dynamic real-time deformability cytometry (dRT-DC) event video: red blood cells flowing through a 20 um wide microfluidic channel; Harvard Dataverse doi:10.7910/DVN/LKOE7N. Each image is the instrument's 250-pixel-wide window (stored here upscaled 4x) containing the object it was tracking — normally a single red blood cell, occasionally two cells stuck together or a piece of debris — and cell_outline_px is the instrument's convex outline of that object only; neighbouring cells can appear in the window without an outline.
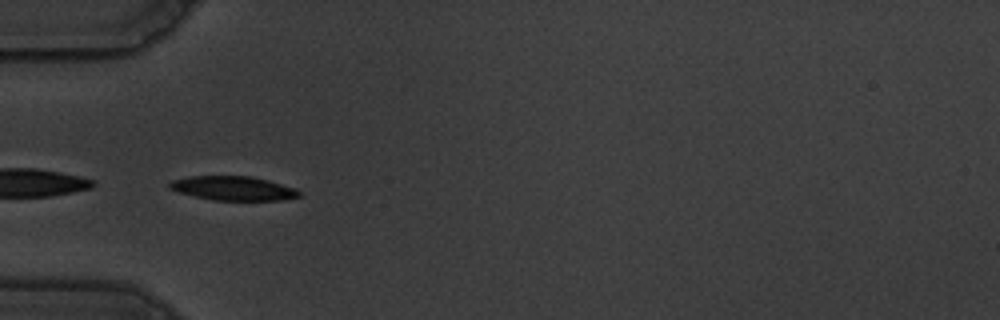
{"species": "common noctule bat (a hibernating species)", "species_latin": "Nyctalus noctula", "temperature_condition": "warm", "stored_images_in_passage": 39, "camera_frame_rate_fps": 3000, "um_per_image_px": 0.085, "animal": {"sex": "male", "body_mass_g": 19.5, "forearm_length_mm": 54.6}, "frame": {"image": 1, "passage_image": 1, "time_ms": 0.0, "image_size_px": [1000, 320], "cell_outline_px": [[300, 196], [284, 200], [212, 200], [180, 192], [168, 188], [168, 184], [172, 180], [188, 176], [252, 176], [268, 180], [292, 188], [300, 192]], "centroid_in_image_um": [19.79, 16.0], "position_along_channel_um": 65.2, "area_um2": 18.03}}
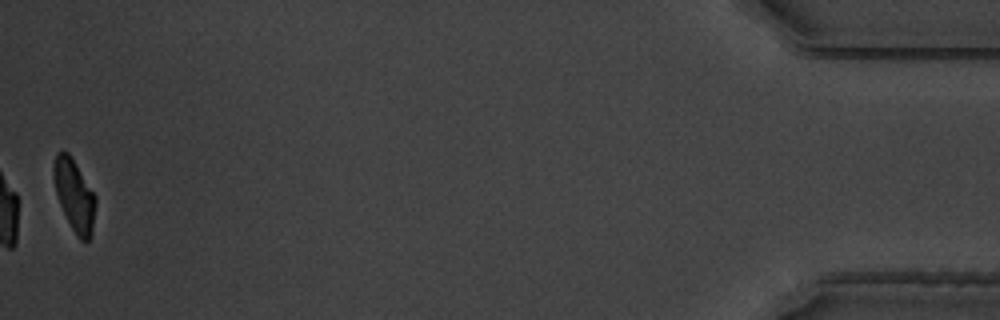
{"frame": {"image": 2, "passage_image": 39, "time_ms": 12.667, "image_size_px": [1000, 320], "cell_outline_px": [[96, 204], [92, 232], [88, 240], [80, 240], [72, 228], [60, 204], [56, 192], [52, 168], [56, 152], [68, 152], [96, 196]], "centroid_in_image_um": [6.32, 16.59], "position_along_channel_um": 428.9, "area_um2": 17.17}, "authors_computed_cell_mechanics": {"area_um2": 19.0162, "velocity_mm_per_s": 3.5661, "shape_relaxation_time_tau1_ms": 2.6176, "shape_relaxation_time_tau2_ms": 1.2849, "deformation_change_tau1": 0.157, "deformation_change_tau2": 0.0729}}